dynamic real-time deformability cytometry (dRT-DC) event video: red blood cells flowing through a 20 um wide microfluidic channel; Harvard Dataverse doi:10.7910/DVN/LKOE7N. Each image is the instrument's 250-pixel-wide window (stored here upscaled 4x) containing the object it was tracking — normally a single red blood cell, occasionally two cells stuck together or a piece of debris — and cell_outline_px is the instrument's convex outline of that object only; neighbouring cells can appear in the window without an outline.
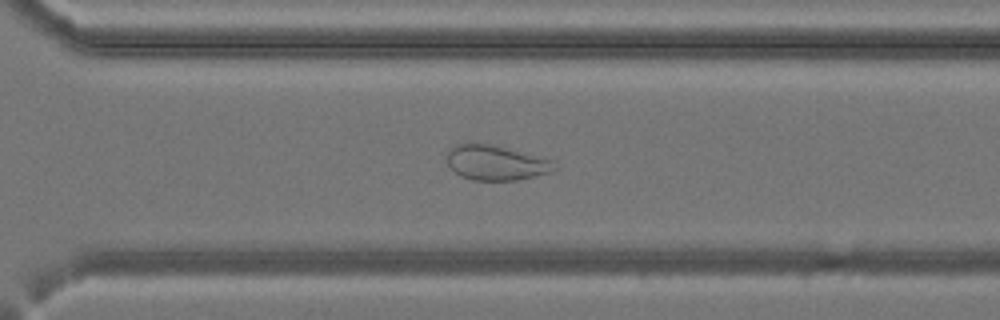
{"species": "common noctule bat (a hibernating species)", "species_latin": "Nyctalus noctula", "temperature_condition": "cold", "stored_images_in_passage": 39, "camera_frame_rate_fps": 3000, "um_per_image_px": 0.085, "animal": {"sex": "female", "body_mass_g": 24.6, "forearm_length_mm": 56.2}, "frame": {"image": 1, "passage_image": 28, "time_ms": 9.0, "image_size_px": [1000, 320], "cell_outline_px": [[556, 168], [552, 172], [536, 176], [516, 180], [472, 180], [460, 176], [448, 164], [448, 152], [456, 144], [488, 144], [556, 160]], "centroid_in_image_um": [42.22, 13.85], "position_along_channel_um": 328.4, "area_um2": 21.62}}
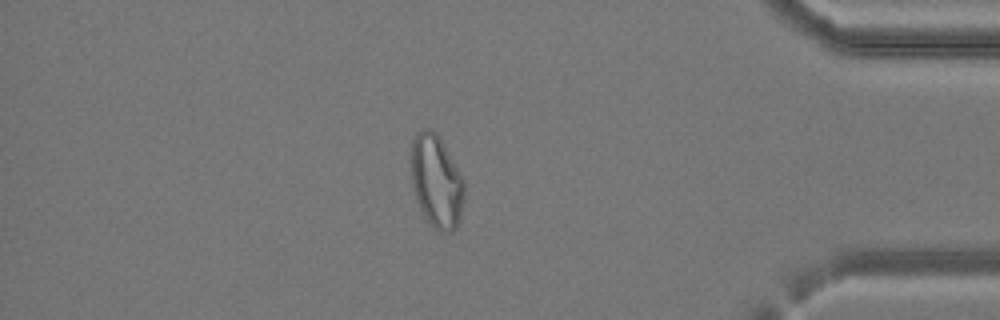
{"frame": {"image": 2, "passage_image": 34, "time_ms": 11.0, "image_size_px": [1000, 320], "cell_outline_px": [[464, 196], [460, 220], [456, 228], [452, 232], [440, 232], [424, 216], [416, 200], [412, 188], [412, 140], [416, 132], [420, 128], [432, 128], [440, 136], [464, 180]], "centroid_in_image_um": [37.1, 15.38], "position_along_channel_um": 398.1, "area_um2": 28.96}}